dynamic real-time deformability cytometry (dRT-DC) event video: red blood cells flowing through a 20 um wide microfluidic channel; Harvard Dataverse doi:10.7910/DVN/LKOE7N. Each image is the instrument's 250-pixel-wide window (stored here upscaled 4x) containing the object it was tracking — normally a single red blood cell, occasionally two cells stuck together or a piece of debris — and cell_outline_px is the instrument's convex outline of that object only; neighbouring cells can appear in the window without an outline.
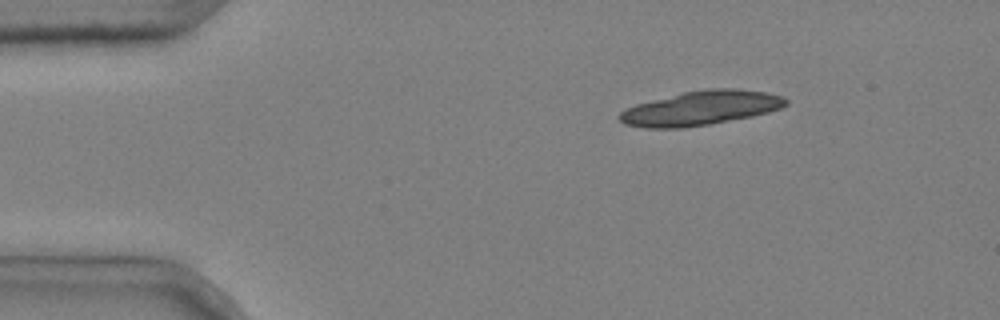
{"species": "common noctule bat (a hibernating species)", "species_latin": "Nyctalus noctula", "temperature_condition": "cold", "stored_images_in_passage": 7, "camera_frame_rate_fps": 3000, "um_per_image_px": 0.085, "animal": {"sex": "male", "body_mass_g": 20.4}, "frame": {"image": 1, "passage_image": 1, "time_ms": 0.0, "image_size_px": [1000, 320], "cell_outline_px": [[788, 104], [780, 108], [768, 112], [752, 116], [708, 124], [680, 128], [644, 128], [624, 124], [616, 116], [620, 112], [636, 104], [684, 92], [708, 88], [736, 88], [764, 92], [784, 96], [788, 100]], "centroid_in_image_um": [59.57, 9.18], "position_along_channel_um": 25.4, "area_um2": 33.12}}
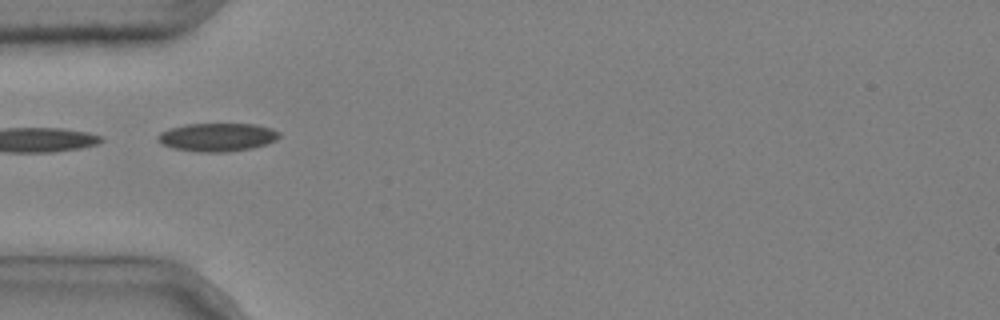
{"frame": {"image": 2, "passage_image": 3, "time_ms": 0.667, "image_size_px": [1000, 320], "cell_outline_px": [[280, 136], [276, 140], [252, 148], [228, 152], [196, 152], [172, 148], [160, 144], [156, 140], [156, 136], [160, 132], [168, 128], [184, 124], [256, 124], [272, 128], [280, 132]], "centroid_in_image_um": [18.42, 11.66], "position_along_channel_um": 66.6, "area_um2": 20.35}}
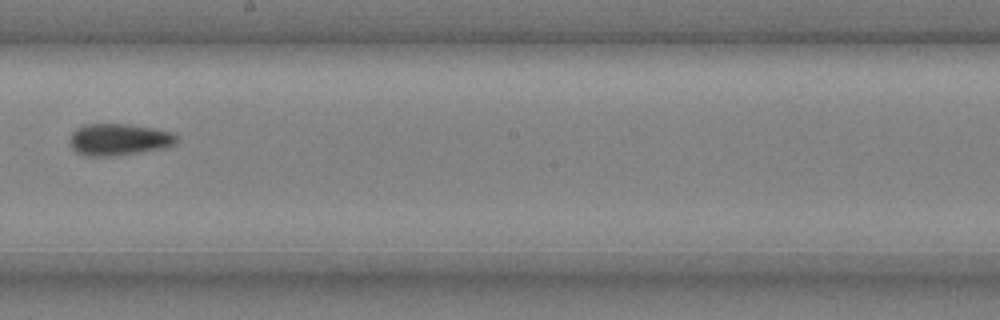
{"frame": {"image": 3, "passage_image": 7, "time_ms": 2.0, "image_size_px": [1000, 320], "cell_outline_px": [[176, 144], [164, 148], [116, 156], [88, 156], [76, 152], [72, 148], [68, 140], [72, 132], [76, 128], [84, 124], [128, 124], [152, 128], [168, 132], [176, 136]], "centroid_in_image_um": [10.04, 11.86], "position_along_channel_um": 238.2, "area_um2": 19.77}}